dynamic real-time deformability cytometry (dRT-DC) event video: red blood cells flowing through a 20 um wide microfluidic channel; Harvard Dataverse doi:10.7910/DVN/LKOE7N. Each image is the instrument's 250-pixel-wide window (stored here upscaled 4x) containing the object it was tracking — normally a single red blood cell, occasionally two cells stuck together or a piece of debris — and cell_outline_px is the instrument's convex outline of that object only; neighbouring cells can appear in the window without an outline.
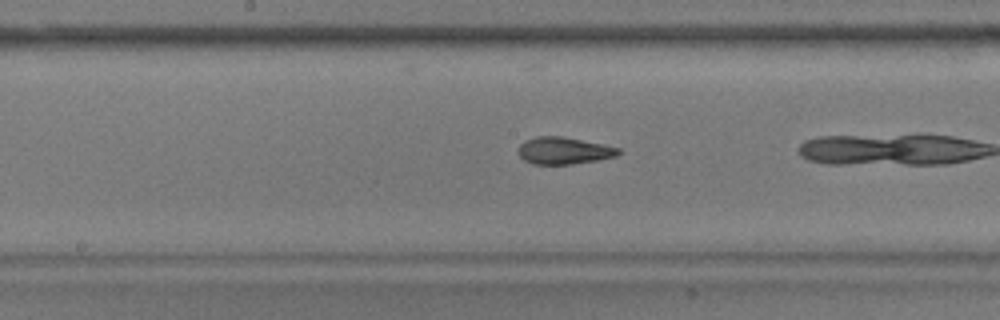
{"species": "common noctule bat (a hibernating species)", "species_latin": "Nyctalus noctula", "temperature_condition": "warm", "stored_images_in_passage": 10, "camera_frame_rate_fps": 3000, "um_per_image_px": 0.085, "animal": {"sex": "male", "body_mass_g": 17.9}, "frame": {"image": 1, "passage_image": 9, "time_ms": 2.667, "image_size_px": [1000, 320], "cell_outline_px": [[620, 152], [616, 156], [596, 160], [568, 164], [532, 164], [524, 160], [520, 156], [520, 144], [524, 140], [536, 136], [560, 136], [604, 144], [620, 148]], "centroid_in_image_um": [47.92, 12.8], "position_along_channel_um": 200.3, "area_um2": 15.61}}